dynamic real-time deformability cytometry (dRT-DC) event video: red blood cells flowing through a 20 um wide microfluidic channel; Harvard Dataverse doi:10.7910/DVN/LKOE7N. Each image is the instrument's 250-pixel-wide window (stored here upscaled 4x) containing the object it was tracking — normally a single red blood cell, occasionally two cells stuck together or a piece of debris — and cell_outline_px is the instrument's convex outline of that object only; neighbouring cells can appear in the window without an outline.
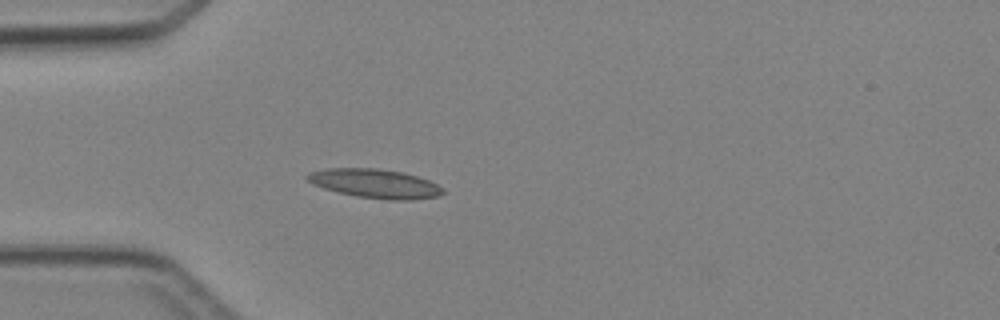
{"species": "Egyptian fruit bat (a non-hibernating species)", "species_latin": "Rousettus aegyptiacus", "temperature_condition": "cold", "stored_images_in_passage": 3, "camera_frame_rate_fps": 3000, "um_per_image_px": 0.085, "animal": {"sex": "female"}, "frame": {"image": 1, "passage_image": 3, "time_ms": 3.333, "image_size_px": [1000, 320], "cell_outline_px": [[444, 192], [440, 196], [412, 200], [388, 200], [356, 196], [324, 188], [312, 184], [304, 176], [308, 172], [328, 168], [376, 168], [400, 172], [416, 176], [428, 180], [444, 188]], "centroid_in_image_um": [31.87, 15.6], "position_along_channel_um": 53.1, "area_um2": 22.89}}